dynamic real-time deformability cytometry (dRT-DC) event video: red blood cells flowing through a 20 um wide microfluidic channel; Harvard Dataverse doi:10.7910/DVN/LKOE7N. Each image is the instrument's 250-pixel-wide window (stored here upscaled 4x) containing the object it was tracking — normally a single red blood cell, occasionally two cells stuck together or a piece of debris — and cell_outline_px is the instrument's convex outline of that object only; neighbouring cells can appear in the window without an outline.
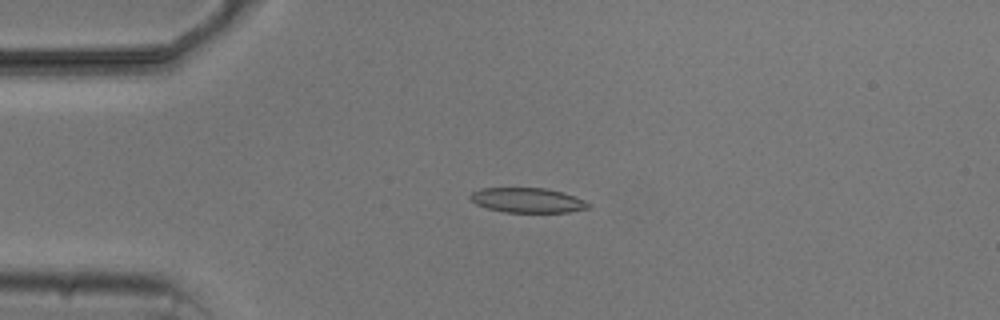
{"species": "common noctule bat (a hibernating species)", "species_latin": "Nyctalus noctula", "temperature_condition": "cold", "stored_images_in_passage": 5, "camera_frame_rate_fps": 3000, "um_per_image_px": 0.085, "animal": {"sex": "male", "body_mass_g": 20.5, "forearm_length_mm": 52.5}, "frame": {"image": 1, "passage_image": 2, "time_ms": 1.0, "image_size_px": [1000, 320], "cell_outline_px": [[592, 208], [568, 212], [504, 212], [488, 208], [476, 204], [468, 196], [472, 192], [480, 188], [544, 188], [560, 192], [584, 200], [592, 204]], "centroid_in_image_um": [44.84, 17.03], "position_along_channel_um": 40.2, "area_um2": 16.99}}
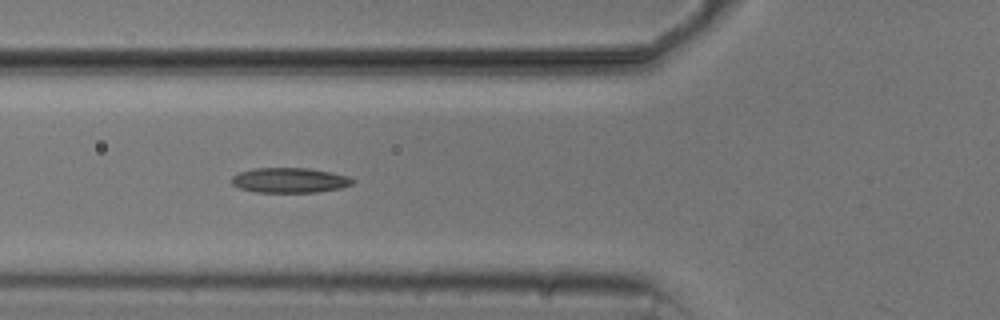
{"frame": {"image": 2, "passage_image": 4, "time_ms": 3.333, "image_size_px": [1000, 320], "cell_outline_px": [[356, 180], [352, 184], [340, 188], [316, 192], [256, 192], [240, 188], [232, 184], [232, 176], [240, 172], [252, 168], [308, 168], [332, 172], [348, 176]], "centroid_in_image_um": [24.63, 15.31], "position_along_channel_um": 101.2, "area_um2": 17.63}}
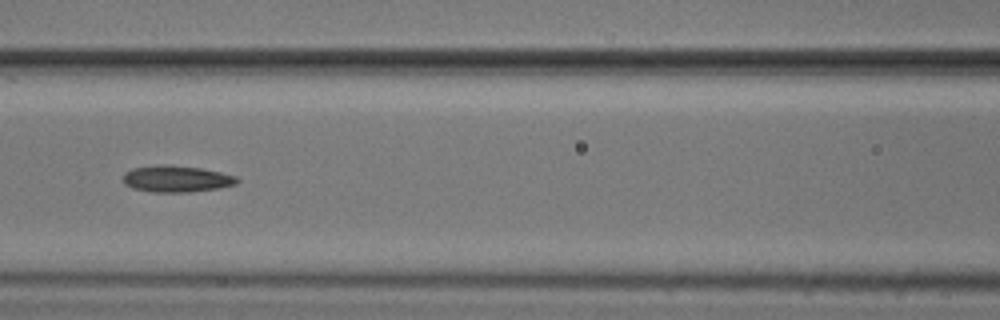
{"frame": {"image": 3, "passage_image": 5, "time_ms": 4.667, "image_size_px": [1000, 320], "cell_outline_px": [[240, 180], [236, 184], [220, 188], [188, 192], [152, 192], [132, 188], [124, 184], [124, 172], [132, 168], [164, 164], [168, 164], [200, 168], [220, 172], [236, 176]], "centroid_in_image_um": [15.0, 15.2], "position_along_channel_um": 151.6, "area_um2": 17.69}}